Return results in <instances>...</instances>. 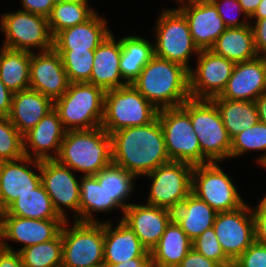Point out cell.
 Masks as SVG:
<instances>
[{
    "label": "cell",
    "mask_w": 266,
    "mask_h": 267,
    "mask_svg": "<svg viewBox=\"0 0 266 267\" xmlns=\"http://www.w3.org/2000/svg\"><path fill=\"white\" fill-rule=\"evenodd\" d=\"M113 163L144 176L170 160L158 117L144 126L127 127L111 135Z\"/></svg>",
    "instance_id": "obj_1"
},
{
    "label": "cell",
    "mask_w": 266,
    "mask_h": 267,
    "mask_svg": "<svg viewBox=\"0 0 266 267\" xmlns=\"http://www.w3.org/2000/svg\"><path fill=\"white\" fill-rule=\"evenodd\" d=\"M132 85L158 110L181 106L190 99L189 70L154 56Z\"/></svg>",
    "instance_id": "obj_2"
},
{
    "label": "cell",
    "mask_w": 266,
    "mask_h": 267,
    "mask_svg": "<svg viewBox=\"0 0 266 267\" xmlns=\"http://www.w3.org/2000/svg\"><path fill=\"white\" fill-rule=\"evenodd\" d=\"M56 160L84 176L96 175L113 163L112 138L102 127L66 131Z\"/></svg>",
    "instance_id": "obj_3"
},
{
    "label": "cell",
    "mask_w": 266,
    "mask_h": 267,
    "mask_svg": "<svg viewBox=\"0 0 266 267\" xmlns=\"http://www.w3.org/2000/svg\"><path fill=\"white\" fill-rule=\"evenodd\" d=\"M190 115L201 148V164L230 158L231 138L216 104L210 99L186 100L181 105Z\"/></svg>",
    "instance_id": "obj_4"
},
{
    "label": "cell",
    "mask_w": 266,
    "mask_h": 267,
    "mask_svg": "<svg viewBox=\"0 0 266 267\" xmlns=\"http://www.w3.org/2000/svg\"><path fill=\"white\" fill-rule=\"evenodd\" d=\"M105 91L88 82L70 83L68 90L54 101L63 128L89 130L101 127Z\"/></svg>",
    "instance_id": "obj_5"
},
{
    "label": "cell",
    "mask_w": 266,
    "mask_h": 267,
    "mask_svg": "<svg viewBox=\"0 0 266 267\" xmlns=\"http://www.w3.org/2000/svg\"><path fill=\"white\" fill-rule=\"evenodd\" d=\"M158 109L132 84L105 91L101 127L110 135L118 130L153 122Z\"/></svg>",
    "instance_id": "obj_6"
},
{
    "label": "cell",
    "mask_w": 266,
    "mask_h": 267,
    "mask_svg": "<svg viewBox=\"0 0 266 267\" xmlns=\"http://www.w3.org/2000/svg\"><path fill=\"white\" fill-rule=\"evenodd\" d=\"M61 228L63 253L61 267H104V222L74 221Z\"/></svg>",
    "instance_id": "obj_7"
},
{
    "label": "cell",
    "mask_w": 266,
    "mask_h": 267,
    "mask_svg": "<svg viewBox=\"0 0 266 267\" xmlns=\"http://www.w3.org/2000/svg\"><path fill=\"white\" fill-rule=\"evenodd\" d=\"M155 27L154 56L173 61L191 70L189 60L200 50L195 45L185 16L176 9H163Z\"/></svg>",
    "instance_id": "obj_8"
},
{
    "label": "cell",
    "mask_w": 266,
    "mask_h": 267,
    "mask_svg": "<svg viewBox=\"0 0 266 267\" xmlns=\"http://www.w3.org/2000/svg\"><path fill=\"white\" fill-rule=\"evenodd\" d=\"M0 30L5 35L2 47L33 53L53 49V36L48 19L24 10L1 15Z\"/></svg>",
    "instance_id": "obj_9"
},
{
    "label": "cell",
    "mask_w": 266,
    "mask_h": 267,
    "mask_svg": "<svg viewBox=\"0 0 266 267\" xmlns=\"http://www.w3.org/2000/svg\"><path fill=\"white\" fill-rule=\"evenodd\" d=\"M217 163L208 162L194 166L191 193L205 201L217 213L236 210L246 202L238 193L234 182Z\"/></svg>",
    "instance_id": "obj_10"
},
{
    "label": "cell",
    "mask_w": 266,
    "mask_h": 267,
    "mask_svg": "<svg viewBox=\"0 0 266 267\" xmlns=\"http://www.w3.org/2000/svg\"><path fill=\"white\" fill-rule=\"evenodd\" d=\"M170 160L192 166L201 164V148L189 113L182 107L163 108L157 115Z\"/></svg>",
    "instance_id": "obj_11"
},
{
    "label": "cell",
    "mask_w": 266,
    "mask_h": 267,
    "mask_svg": "<svg viewBox=\"0 0 266 267\" xmlns=\"http://www.w3.org/2000/svg\"><path fill=\"white\" fill-rule=\"evenodd\" d=\"M193 168L191 164L171 160L144 175L152 179L145 204L176 210L191 193Z\"/></svg>",
    "instance_id": "obj_12"
},
{
    "label": "cell",
    "mask_w": 266,
    "mask_h": 267,
    "mask_svg": "<svg viewBox=\"0 0 266 267\" xmlns=\"http://www.w3.org/2000/svg\"><path fill=\"white\" fill-rule=\"evenodd\" d=\"M37 170L41 174V184L48 193L58 215L68 221L66 210L74 212V221L80 222V182L73 170L56 159L40 161Z\"/></svg>",
    "instance_id": "obj_13"
},
{
    "label": "cell",
    "mask_w": 266,
    "mask_h": 267,
    "mask_svg": "<svg viewBox=\"0 0 266 267\" xmlns=\"http://www.w3.org/2000/svg\"><path fill=\"white\" fill-rule=\"evenodd\" d=\"M196 59L195 70H189L190 97L211 100L222 93L236 63L210 49L200 50Z\"/></svg>",
    "instance_id": "obj_14"
},
{
    "label": "cell",
    "mask_w": 266,
    "mask_h": 267,
    "mask_svg": "<svg viewBox=\"0 0 266 267\" xmlns=\"http://www.w3.org/2000/svg\"><path fill=\"white\" fill-rule=\"evenodd\" d=\"M213 228L230 260H236L255 242L254 220L247 203L236 210L217 213Z\"/></svg>",
    "instance_id": "obj_15"
},
{
    "label": "cell",
    "mask_w": 266,
    "mask_h": 267,
    "mask_svg": "<svg viewBox=\"0 0 266 267\" xmlns=\"http://www.w3.org/2000/svg\"><path fill=\"white\" fill-rule=\"evenodd\" d=\"M63 219H29L0 214V244L6 240L22 243L21 249L54 239L60 232Z\"/></svg>",
    "instance_id": "obj_16"
},
{
    "label": "cell",
    "mask_w": 266,
    "mask_h": 267,
    "mask_svg": "<svg viewBox=\"0 0 266 267\" xmlns=\"http://www.w3.org/2000/svg\"><path fill=\"white\" fill-rule=\"evenodd\" d=\"M69 84L62 58L54 48L31 53L30 89L55 101L68 90Z\"/></svg>",
    "instance_id": "obj_17"
},
{
    "label": "cell",
    "mask_w": 266,
    "mask_h": 267,
    "mask_svg": "<svg viewBox=\"0 0 266 267\" xmlns=\"http://www.w3.org/2000/svg\"><path fill=\"white\" fill-rule=\"evenodd\" d=\"M121 220L134 231L141 244L151 251L173 220V211L143 203H132L124 210Z\"/></svg>",
    "instance_id": "obj_18"
},
{
    "label": "cell",
    "mask_w": 266,
    "mask_h": 267,
    "mask_svg": "<svg viewBox=\"0 0 266 267\" xmlns=\"http://www.w3.org/2000/svg\"><path fill=\"white\" fill-rule=\"evenodd\" d=\"M31 164L35 169L40 167L39 160L25 155L16 160L0 162V213L18 196L30 192L41 183V174L32 171Z\"/></svg>",
    "instance_id": "obj_19"
},
{
    "label": "cell",
    "mask_w": 266,
    "mask_h": 267,
    "mask_svg": "<svg viewBox=\"0 0 266 267\" xmlns=\"http://www.w3.org/2000/svg\"><path fill=\"white\" fill-rule=\"evenodd\" d=\"M266 91V57L235 64L232 75L220 98L240 101H255Z\"/></svg>",
    "instance_id": "obj_20"
},
{
    "label": "cell",
    "mask_w": 266,
    "mask_h": 267,
    "mask_svg": "<svg viewBox=\"0 0 266 267\" xmlns=\"http://www.w3.org/2000/svg\"><path fill=\"white\" fill-rule=\"evenodd\" d=\"M177 9L185 16L193 41L199 50L211 49L227 29L211 1L187 4Z\"/></svg>",
    "instance_id": "obj_21"
},
{
    "label": "cell",
    "mask_w": 266,
    "mask_h": 267,
    "mask_svg": "<svg viewBox=\"0 0 266 267\" xmlns=\"http://www.w3.org/2000/svg\"><path fill=\"white\" fill-rule=\"evenodd\" d=\"M65 132L58 112L51 110L23 136L24 155L39 161L56 159ZM28 147H31L30 151L33 152L28 151Z\"/></svg>",
    "instance_id": "obj_22"
},
{
    "label": "cell",
    "mask_w": 266,
    "mask_h": 267,
    "mask_svg": "<svg viewBox=\"0 0 266 267\" xmlns=\"http://www.w3.org/2000/svg\"><path fill=\"white\" fill-rule=\"evenodd\" d=\"M113 229L109 221L104 222V265H116L132 258H150L148 251L134 231L121 219Z\"/></svg>",
    "instance_id": "obj_23"
},
{
    "label": "cell",
    "mask_w": 266,
    "mask_h": 267,
    "mask_svg": "<svg viewBox=\"0 0 266 267\" xmlns=\"http://www.w3.org/2000/svg\"><path fill=\"white\" fill-rule=\"evenodd\" d=\"M121 43L111 32L95 49L92 74L89 83L104 91L127 85L120 72ZM121 79V80H120Z\"/></svg>",
    "instance_id": "obj_24"
},
{
    "label": "cell",
    "mask_w": 266,
    "mask_h": 267,
    "mask_svg": "<svg viewBox=\"0 0 266 267\" xmlns=\"http://www.w3.org/2000/svg\"><path fill=\"white\" fill-rule=\"evenodd\" d=\"M111 33L107 20L95 13L82 24L61 30L53 37L55 50H95Z\"/></svg>",
    "instance_id": "obj_25"
},
{
    "label": "cell",
    "mask_w": 266,
    "mask_h": 267,
    "mask_svg": "<svg viewBox=\"0 0 266 267\" xmlns=\"http://www.w3.org/2000/svg\"><path fill=\"white\" fill-rule=\"evenodd\" d=\"M53 109L54 101L52 99L29 88L13 93L8 118L24 136Z\"/></svg>",
    "instance_id": "obj_26"
},
{
    "label": "cell",
    "mask_w": 266,
    "mask_h": 267,
    "mask_svg": "<svg viewBox=\"0 0 266 267\" xmlns=\"http://www.w3.org/2000/svg\"><path fill=\"white\" fill-rule=\"evenodd\" d=\"M192 249V241L173 219L150 251L151 267H176Z\"/></svg>",
    "instance_id": "obj_27"
},
{
    "label": "cell",
    "mask_w": 266,
    "mask_h": 267,
    "mask_svg": "<svg viewBox=\"0 0 266 267\" xmlns=\"http://www.w3.org/2000/svg\"><path fill=\"white\" fill-rule=\"evenodd\" d=\"M216 216L217 212L193 193L173 211V219L191 241L213 227Z\"/></svg>",
    "instance_id": "obj_28"
},
{
    "label": "cell",
    "mask_w": 266,
    "mask_h": 267,
    "mask_svg": "<svg viewBox=\"0 0 266 267\" xmlns=\"http://www.w3.org/2000/svg\"><path fill=\"white\" fill-rule=\"evenodd\" d=\"M210 50L235 63L256 58L258 54L251 24L239 28H227Z\"/></svg>",
    "instance_id": "obj_29"
},
{
    "label": "cell",
    "mask_w": 266,
    "mask_h": 267,
    "mask_svg": "<svg viewBox=\"0 0 266 267\" xmlns=\"http://www.w3.org/2000/svg\"><path fill=\"white\" fill-rule=\"evenodd\" d=\"M120 43V72L124 81L132 84L146 64L154 57V44L137 35L122 37Z\"/></svg>",
    "instance_id": "obj_30"
},
{
    "label": "cell",
    "mask_w": 266,
    "mask_h": 267,
    "mask_svg": "<svg viewBox=\"0 0 266 267\" xmlns=\"http://www.w3.org/2000/svg\"><path fill=\"white\" fill-rule=\"evenodd\" d=\"M31 52L0 49V78L12 93L29 89Z\"/></svg>",
    "instance_id": "obj_31"
},
{
    "label": "cell",
    "mask_w": 266,
    "mask_h": 267,
    "mask_svg": "<svg viewBox=\"0 0 266 267\" xmlns=\"http://www.w3.org/2000/svg\"><path fill=\"white\" fill-rule=\"evenodd\" d=\"M211 100L216 104L231 139L259 122L255 101L230 100L219 96Z\"/></svg>",
    "instance_id": "obj_32"
},
{
    "label": "cell",
    "mask_w": 266,
    "mask_h": 267,
    "mask_svg": "<svg viewBox=\"0 0 266 267\" xmlns=\"http://www.w3.org/2000/svg\"><path fill=\"white\" fill-rule=\"evenodd\" d=\"M80 222L100 223L93 212H110L121 207L111 198L94 175H82L80 180Z\"/></svg>",
    "instance_id": "obj_33"
},
{
    "label": "cell",
    "mask_w": 266,
    "mask_h": 267,
    "mask_svg": "<svg viewBox=\"0 0 266 267\" xmlns=\"http://www.w3.org/2000/svg\"><path fill=\"white\" fill-rule=\"evenodd\" d=\"M0 214L29 219H62L54 209L52 200L41 183L30 192L18 196Z\"/></svg>",
    "instance_id": "obj_34"
},
{
    "label": "cell",
    "mask_w": 266,
    "mask_h": 267,
    "mask_svg": "<svg viewBox=\"0 0 266 267\" xmlns=\"http://www.w3.org/2000/svg\"><path fill=\"white\" fill-rule=\"evenodd\" d=\"M94 176L104 187L109 197L121 207L123 214L124 210L132 204L125 203V200L130 198L128 196H131L135 188L133 180L139 177L114 163L109 164Z\"/></svg>",
    "instance_id": "obj_35"
},
{
    "label": "cell",
    "mask_w": 266,
    "mask_h": 267,
    "mask_svg": "<svg viewBox=\"0 0 266 267\" xmlns=\"http://www.w3.org/2000/svg\"><path fill=\"white\" fill-rule=\"evenodd\" d=\"M0 247L19 252L24 267H61L63 240L61 232L52 240L14 250L12 246L0 244Z\"/></svg>",
    "instance_id": "obj_36"
},
{
    "label": "cell",
    "mask_w": 266,
    "mask_h": 267,
    "mask_svg": "<svg viewBox=\"0 0 266 267\" xmlns=\"http://www.w3.org/2000/svg\"><path fill=\"white\" fill-rule=\"evenodd\" d=\"M88 3L83 1L58 0L47 17L52 36L54 37L63 29L82 24L89 20L96 11L91 6L89 7Z\"/></svg>",
    "instance_id": "obj_37"
},
{
    "label": "cell",
    "mask_w": 266,
    "mask_h": 267,
    "mask_svg": "<svg viewBox=\"0 0 266 267\" xmlns=\"http://www.w3.org/2000/svg\"><path fill=\"white\" fill-rule=\"evenodd\" d=\"M248 151H263L257 162L266 167V124L258 122L231 139V157H239Z\"/></svg>",
    "instance_id": "obj_38"
},
{
    "label": "cell",
    "mask_w": 266,
    "mask_h": 267,
    "mask_svg": "<svg viewBox=\"0 0 266 267\" xmlns=\"http://www.w3.org/2000/svg\"><path fill=\"white\" fill-rule=\"evenodd\" d=\"M62 58L70 83L88 82L92 74L95 50H56Z\"/></svg>",
    "instance_id": "obj_39"
},
{
    "label": "cell",
    "mask_w": 266,
    "mask_h": 267,
    "mask_svg": "<svg viewBox=\"0 0 266 267\" xmlns=\"http://www.w3.org/2000/svg\"><path fill=\"white\" fill-rule=\"evenodd\" d=\"M24 156L23 135L8 117H0V162Z\"/></svg>",
    "instance_id": "obj_40"
},
{
    "label": "cell",
    "mask_w": 266,
    "mask_h": 267,
    "mask_svg": "<svg viewBox=\"0 0 266 267\" xmlns=\"http://www.w3.org/2000/svg\"><path fill=\"white\" fill-rule=\"evenodd\" d=\"M192 248L218 264L228 262L230 259L225 255L215 234L214 228L205 230L200 236L192 241Z\"/></svg>",
    "instance_id": "obj_41"
},
{
    "label": "cell",
    "mask_w": 266,
    "mask_h": 267,
    "mask_svg": "<svg viewBox=\"0 0 266 267\" xmlns=\"http://www.w3.org/2000/svg\"><path fill=\"white\" fill-rule=\"evenodd\" d=\"M215 7L217 8V11L219 13V16L222 18L223 22L227 26V28H239L244 27L247 25H250L249 17L245 14V12L242 9V6L239 4L238 0H210ZM230 11H234L237 15L244 14V18L248 21L239 20L240 16H231L229 15ZM229 15V16H228ZM231 16V17H230Z\"/></svg>",
    "instance_id": "obj_42"
},
{
    "label": "cell",
    "mask_w": 266,
    "mask_h": 267,
    "mask_svg": "<svg viewBox=\"0 0 266 267\" xmlns=\"http://www.w3.org/2000/svg\"><path fill=\"white\" fill-rule=\"evenodd\" d=\"M236 261L240 267H266V245L254 242Z\"/></svg>",
    "instance_id": "obj_43"
},
{
    "label": "cell",
    "mask_w": 266,
    "mask_h": 267,
    "mask_svg": "<svg viewBox=\"0 0 266 267\" xmlns=\"http://www.w3.org/2000/svg\"><path fill=\"white\" fill-rule=\"evenodd\" d=\"M254 220L255 242L266 245V203L263 200L255 208H251Z\"/></svg>",
    "instance_id": "obj_44"
},
{
    "label": "cell",
    "mask_w": 266,
    "mask_h": 267,
    "mask_svg": "<svg viewBox=\"0 0 266 267\" xmlns=\"http://www.w3.org/2000/svg\"><path fill=\"white\" fill-rule=\"evenodd\" d=\"M22 10L48 17L58 0H20Z\"/></svg>",
    "instance_id": "obj_45"
},
{
    "label": "cell",
    "mask_w": 266,
    "mask_h": 267,
    "mask_svg": "<svg viewBox=\"0 0 266 267\" xmlns=\"http://www.w3.org/2000/svg\"><path fill=\"white\" fill-rule=\"evenodd\" d=\"M251 26L254 33V44L258 56L266 57V18L259 19Z\"/></svg>",
    "instance_id": "obj_46"
},
{
    "label": "cell",
    "mask_w": 266,
    "mask_h": 267,
    "mask_svg": "<svg viewBox=\"0 0 266 267\" xmlns=\"http://www.w3.org/2000/svg\"><path fill=\"white\" fill-rule=\"evenodd\" d=\"M218 263L196 252L193 248L176 267H217Z\"/></svg>",
    "instance_id": "obj_47"
},
{
    "label": "cell",
    "mask_w": 266,
    "mask_h": 267,
    "mask_svg": "<svg viewBox=\"0 0 266 267\" xmlns=\"http://www.w3.org/2000/svg\"><path fill=\"white\" fill-rule=\"evenodd\" d=\"M0 267H24L19 252L0 247Z\"/></svg>",
    "instance_id": "obj_48"
},
{
    "label": "cell",
    "mask_w": 266,
    "mask_h": 267,
    "mask_svg": "<svg viewBox=\"0 0 266 267\" xmlns=\"http://www.w3.org/2000/svg\"><path fill=\"white\" fill-rule=\"evenodd\" d=\"M13 93L9 91L0 78V117H8Z\"/></svg>",
    "instance_id": "obj_49"
},
{
    "label": "cell",
    "mask_w": 266,
    "mask_h": 267,
    "mask_svg": "<svg viewBox=\"0 0 266 267\" xmlns=\"http://www.w3.org/2000/svg\"><path fill=\"white\" fill-rule=\"evenodd\" d=\"M104 267H151L150 258H132L116 265H104Z\"/></svg>",
    "instance_id": "obj_50"
},
{
    "label": "cell",
    "mask_w": 266,
    "mask_h": 267,
    "mask_svg": "<svg viewBox=\"0 0 266 267\" xmlns=\"http://www.w3.org/2000/svg\"><path fill=\"white\" fill-rule=\"evenodd\" d=\"M259 122L266 124V91L258 96L255 100Z\"/></svg>",
    "instance_id": "obj_51"
},
{
    "label": "cell",
    "mask_w": 266,
    "mask_h": 267,
    "mask_svg": "<svg viewBox=\"0 0 266 267\" xmlns=\"http://www.w3.org/2000/svg\"><path fill=\"white\" fill-rule=\"evenodd\" d=\"M245 14L250 18L257 10L261 0H238Z\"/></svg>",
    "instance_id": "obj_52"
},
{
    "label": "cell",
    "mask_w": 266,
    "mask_h": 267,
    "mask_svg": "<svg viewBox=\"0 0 266 267\" xmlns=\"http://www.w3.org/2000/svg\"><path fill=\"white\" fill-rule=\"evenodd\" d=\"M264 18H266V0H261L257 10L249 19L250 20L255 19L257 21L259 19H264Z\"/></svg>",
    "instance_id": "obj_53"
},
{
    "label": "cell",
    "mask_w": 266,
    "mask_h": 267,
    "mask_svg": "<svg viewBox=\"0 0 266 267\" xmlns=\"http://www.w3.org/2000/svg\"><path fill=\"white\" fill-rule=\"evenodd\" d=\"M217 267H240L236 260H229L228 262L218 264Z\"/></svg>",
    "instance_id": "obj_54"
},
{
    "label": "cell",
    "mask_w": 266,
    "mask_h": 267,
    "mask_svg": "<svg viewBox=\"0 0 266 267\" xmlns=\"http://www.w3.org/2000/svg\"><path fill=\"white\" fill-rule=\"evenodd\" d=\"M177 1L181 3L180 7H182V6L187 5V4L207 2L210 0H177Z\"/></svg>",
    "instance_id": "obj_55"
},
{
    "label": "cell",
    "mask_w": 266,
    "mask_h": 267,
    "mask_svg": "<svg viewBox=\"0 0 266 267\" xmlns=\"http://www.w3.org/2000/svg\"><path fill=\"white\" fill-rule=\"evenodd\" d=\"M60 1H83V2H88V0H60Z\"/></svg>",
    "instance_id": "obj_56"
},
{
    "label": "cell",
    "mask_w": 266,
    "mask_h": 267,
    "mask_svg": "<svg viewBox=\"0 0 266 267\" xmlns=\"http://www.w3.org/2000/svg\"><path fill=\"white\" fill-rule=\"evenodd\" d=\"M262 200L266 203V195L264 196V198H262Z\"/></svg>",
    "instance_id": "obj_57"
}]
</instances>
